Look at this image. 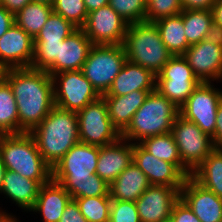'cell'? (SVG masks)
I'll return each mask as SVG.
<instances>
[{
  "label": "cell",
  "instance_id": "32",
  "mask_svg": "<svg viewBox=\"0 0 222 222\" xmlns=\"http://www.w3.org/2000/svg\"><path fill=\"white\" fill-rule=\"evenodd\" d=\"M74 200L88 222H106L109 220L112 202L110 196L78 197Z\"/></svg>",
  "mask_w": 222,
  "mask_h": 222
},
{
  "label": "cell",
  "instance_id": "23",
  "mask_svg": "<svg viewBox=\"0 0 222 222\" xmlns=\"http://www.w3.org/2000/svg\"><path fill=\"white\" fill-rule=\"evenodd\" d=\"M150 92L135 90L123 96H102L114 127L122 134L130 125L133 115Z\"/></svg>",
  "mask_w": 222,
  "mask_h": 222
},
{
  "label": "cell",
  "instance_id": "14",
  "mask_svg": "<svg viewBox=\"0 0 222 222\" xmlns=\"http://www.w3.org/2000/svg\"><path fill=\"white\" fill-rule=\"evenodd\" d=\"M34 57V38L15 22L0 37V71L30 67Z\"/></svg>",
  "mask_w": 222,
  "mask_h": 222
},
{
  "label": "cell",
  "instance_id": "24",
  "mask_svg": "<svg viewBox=\"0 0 222 222\" xmlns=\"http://www.w3.org/2000/svg\"><path fill=\"white\" fill-rule=\"evenodd\" d=\"M150 186L147 176L133 162L109 185L112 200L135 202Z\"/></svg>",
  "mask_w": 222,
  "mask_h": 222
},
{
  "label": "cell",
  "instance_id": "17",
  "mask_svg": "<svg viewBox=\"0 0 222 222\" xmlns=\"http://www.w3.org/2000/svg\"><path fill=\"white\" fill-rule=\"evenodd\" d=\"M183 57L200 82L211 83L222 78V47L204 39L189 46Z\"/></svg>",
  "mask_w": 222,
  "mask_h": 222
},
{
  "label": "cell",
  "instance_id": "44",
  "mask_svg": "<svg viewBox=\"0 0 222 222\" xmlns=\"http://www.w3.org/2000/svg\"><path fill=\"white\" fill-rule=\"evenodd\" d=\"M14 23V15L0 5V37L11 27Z\"/></svg>",
  "mask_w": 222,
  "mask_h": 222
},
{
  "label": "cell",
  "instance_id": "37",
  "mask_svg": "<svg viewBox=\"0 0 222 222\" xmlns=\"http://www.w3.org/2000/svg\"><path fill=\"white\" fill-rule=\"evenodd\" d=\"M182 10L181 0H146L145 21L155 22L164 17L180 14Z\"/></svg>",
  "mask_w": 222,
  "mask_h": 222
},
{
  "label": "cell",
  "instance_id": "28",
  "mask_svg": "<svg viewBox=\"0 0 222 222\" xmlns=\"http://www.w3.org/2000/svg\"><path fill=\"white\" fill-rule=\"evenodd\" d=\"M139 144L154 157L177 165L187 176L191 171L181 162L177 144L171 133L148 137Z\"/></svg>",
  "mask_w": 222,
  "mask_h": 222
},
{
  "label": "cell",
  "instance_id": "41",
  "mask_svg": "<svg viewBox=\"0 0 222 222\" xmlns=\"http://www.w3.org/2000/svg\"><path fill=\"white\" fill-rule=\"evenodd\" d=\"M183 10H211L216 0H181Z\"/></svg>",
  "mask_w": 222,
  "mask_h": 222
},
{
  "label": "cell",
  "instance_id": "12",
  "mask_svg": "<svg viewBox=\"0 0 222 222\" xmlns=\"http://www.w3.org/2000/svg\"><path fill=\"white\" fill-rule=\"evenodd\" d=\"M212 83L201 82L180 107V115L194 122L211 138L216 127V114L222 100V91Z\"/></svg>",
  "mask_w": 222,
  "mask_h": 222
},
{
  "label": "cell",
  "instance_id": "1",
  "mask_svg": "<svg viewBox=\"0 0 222 222\" xmlns=\"http://www.w3.org/2000/svg\"><path fill=\"white\" fill-rule=\"evenodd\" d=\"M15 96L19 133H30L55 107L53 82L43 70L10 68L1 71Z\"/></svg>",
  "mask_w": 222,
  "mask_h": 222
},
{
  "label": "cell",
  "instance_id": "5",
  "mask_svg": "<svg viewBox=\"0 0 222 222\" xmlns=\"http://www.w3.org/2000/svg\"><path fill=\"white\" fill-rule=\"evenodd\" d=\"M179 115L180 107L155 90L148 94L121 137L139 143L148 137L171 133L173 123Z\"/></svg>",
  "mask_w": 222,
  "mask_h": 222
},
{
  "label": "cell",
  "instance_id": "11",
  "mask_svg": "<svg viewBox=\"0 0 222 222\" xmlns=\"http://www.w3.org/2000/svg\"><path fill=\"white\" fill-rule=\"evenodd\" d=\"M201 82L183 56H173L156 76V90L181 107Z\"/></svg>",
  "mask_w": 222,
  "mask_h": 222
},
{
  "label": "cell",
  "instance_id": "48",
  "mask_svg": "<svg viewBox=\"0 0 222 222\" xmlns=\"http://www.w3.org/2000/svg\"><path fill=\"white\" fill-rule=\"evenodd\" d=\"M0 222H19L14 215L8 214L5 211L0 210Z\"/></svg>",
  "mask_w": 222,
  "mask_h": 222
},
{
  "label": "cell",
  "instance_id": "25",
  "mask_svg": "<svg viewBox=\"0 0 222 222\" xmlns=\"http://www.w3.org/2000/svg\"><path fill=\"white\" fill-rule=\"evenodd\" d=\"M41 186L37 180H31L19 173L6 170L0 193L11 198L23 210L30 211L35 205Z\"/></svg>",
  "mask_w": 222,
  "mask_h": 222
},
{
  "label": "cell",
  "instance_id": "19",
  "mask_svg": "<svg viewBox=\"0 0 222 222\" xmlns=\"http://www.w3.org/2000/svg\"><path fill=\"white\" fill-rule=\"evenodd\" d=\"M133 162V143L120 137L99 147L96 174L110 185Z\"/></svg>",
  "mask_w": 222,
  "mask_h": 222
},
{
  "label": "cell",
  "instance_id": "31",
  "mask_svg": "<svg viewBox=\"0 0 222 222\" xmlns=\"http://www.w3.org/2000/svg\"><path fill=\"white\" fill-rule=\"evenodd\" d=\"M212 23L211 10H183L184 31L190 45L204 40Z\"/></svg>",
  "mask_w": 222,
  "mask_h": 222
},
{
  "label": "cell",
  "instance_id": "9",
  "mask_svg": "<svg viewBox=\"0 0 222 222\" xmlns=\"http://www.w3.org/2000/svg\"><path fill=\"white\" fill-rule=\"evenodd\" d=\"M51 78L54 103L60 109L77 113L101 96L81 70L57 73Z\"/></svg>",
  "mask_w": 222,
  "mask_h": 222
},
{
  "label": "cell",
  "instance_id": "22",
  "mask_svg": "<svg viewBox=\"0 0 222 222\" xmlns=\"http://www.w3.org/2000/svg\"><path fill=\"white\" fill-rule=\"evenodd\" d=\"M71 199L70 194L63 186L51 179L42 184L35 205L30 211L41 213L43 222H59Z\"/></svg>",
  "mask_w": 222,
  "mask_h": 222
},
{
  "label": "cell",
  "instance_id": "15",
  "mask_svg": "<svg viewBox=\"0 0 222 222\" xmlns=\"http://www.w3.org/2000/svg\"><path fill=\"white\" fill-rule=\"evenodd\" d=\"M182 187L150 185L135 201L141 222H161L170 218Z\"/></svg>",
  "mask_w": 222,
  "mask_h": 222
},
{
  "label": "cell",
  "instance_id": "42",
  "mask_svg": "<svg viewBox=\"0 0 222 222\" xmlns=\"http://www.w3.org/2000/svg\"><path fill=\"white\" fill-rule=\"evenodd\" d=\"M212 141L215 148L222 149V100L217 109L216 127Z\"/></svg>",
  "mask_w": 222,
  "mask_h": 222
},
{
  "label": "cell",
  "instance_id": "26",
  "mask_svg": "<svg viewBox=\"0 0 222 222\" xmlns=\"http://www.w3.org/2000/svg\"><path fill=\"white\" fill-rule=\"evenodd\" d=\"M154 23L169 52L173 56H183L190 46L184 31L183 10L180 14L161 18Z\"/></svg>",
  "mask_w": 222,
  "mask_h": 222
},
{
  "label": "cell",
  "instance_id": "10",
  "mask_svg": "<svg viewBox=\"0 0 222 222\" xmlns=\"http://www.w3.org/2000/svg\"><path fill=\"white\" fill-rule=\"evenodd\" d=\"M171 134L177 144L181 162L191 172L215 149L212 138L181 115L173 123Z\"/></svg>",
  "mask_w": 222,
  "mask_h": 222
},
{
  "label": "cell",
  "instance_id": "39",
  "mask_svg": "<svg viewBox=\"0 0 222 222\" xmlns=\"http://www.w3.org/2000/svg\"><path fill=\"white\" fill-rule=\"evenodd\" d=\"M170 218L172 222H201L181 198L174 204Z\"/></svg>",
  "mask_w": 222,
  "mask_h": 222
},
{
  "label": "cell",
  "instance_id": "20",
  "mask_svg": "<svg viewBox=\"0 0 222 222\" xmlns=\"http://www.w3.org/2000/svg\"><path fill=\"white\" fill-rule=\"evenodd\" d=\"M94 44L82 28H77L59 44L58 56L54 60V74L81 70Z\"/></svg>",
  "mask_w": 222,
  "mask_h": 222
},
{
  "label": "cell",
  "instance_id": "8",
  "mask_svg": "<svg viewBox=\"0 0 222 222\" xmlns=\"http://www.w3.org/2000/svg\"><path fill=\"white\" fill-rule=\"evenodd\" d=\"M77 117L79 142L102 147L116 142L121 137L109 118L102 96L78 111Z\"/></svg>",
  "mask_w": 222,
  "mask_h": 222
},
{
  "label": "cell",
  "instance_id": "38",
  "mask_svg": "<svg viewBox=\"0 0 222 222\" xmlns=\"http://www.w3.org/2000/svg\"><path fill=\"white\" fill-rule=\"evenodd\" d=\"M109 220L111 222H141L135 202L112 200Z\"/></svg>",
  "mask_w": 222,
  "mask_h": 222
},
{
  "label": "cell",
  "instance_id": "47",
  "mask_svg": "<svg viewBox=\"0 0 222 222\" xmlns=\"http://www.w3.org/2000/svg\"><path fill=\"white\" fill-rule=\"evenodd\" d=\"M87 9V13H90L102 6L109 4V0H83Z\"/></svg>",
  "mask_w": 222,
  "mask_h": 222
},
{
  "label": "cell",
  "instance_id": "36",
  "mask_svg": "<svg viewBox=\"0 0 222 222\" xmlns=\"http://www.w3.org/2000/svg\"><path fill=\"white\" fill-rule=\"evenodd\" d=\"M109 5L128 24L145 21L146 0H109Z\"/></svg>",
  "mask_w": 222,
  "mask_h": 222
},
{
  "label": "cell",
  "instance_id": "2",
  "mask_svg": "<svg viewBox=\"0 0 222 222\" xmlns=\"http://www.w3.org/2000/svg\"><path fill=\"white\" fill-rule=\"evenodd\" d=\"M99 147L78 142L52 168V179L72 199L110 196L109 185L96 174Z\"/></svg>",
  "mask_w": 222,
  "mask_h": 222
},
{
  "label": "cell",
  "instance_id": "29",
  "mask_svg": "<svg viewBox=\"0 0 222 222\" xmlns=\"http://www.w3.org/2000/svg\"><path fill=\"white\" fill-rule=\"evenodd\" d=\"M1 134H19V117L12 88L0 75V135Z\"/></svg>",
  "mask_w": 222,
  "mask_h": 222
},
{
  "label": "cell",
  "instance_id": "6",
  "mask_svg": "<svg viewBox=\"0 0 222 222\" xmlns=\"http://www.w3.org/2000/svg\"><path fill=\"white\" fill-rule=\"evenodd\" d=\"M122 45L128 61L150 70L156 76L173 57L154 22L129 24Z\"/></svg>",
  "mask_w": 222,
  "mask_h": 222
},
{
  "label": "cell",
  "instance_id": "3",
  "mask_svg": "<svg viewBox=\"0 0 222 222\" xmlns=\"http://www.w3.org/2000/svg\"><path fill=\"white\" fill-rule=\"evenodd\" d=\"M30 134L43 159L53 168L79 142L77 113L55 106Z\"/></svg>",
  "mask_w": 222,
  "mask_h": 222
},
{
  "label": "cell",
  "instance_id": "34",
  "mask_svg": "<svg viewBox=\"0 0 222 222\" xmlns=\"http://www.w3.org/2000/svg\"><path fill=\"white\" fill-rule=\"evenodd\" d=\"M62 42L34 41V57L30 68L46 71L50 76L54 75V60Z\"/></svg>",
  "mask_w": 222,
  "mask_h": 222
},
{
  "label": "cell",
  "instance_id": "51",
  "mask_svg": "<svg viewBox=\"0 0 222 222\" xmlns=\"http://www.w3.org/2000/svg\"><path fill=\"white\" fill-rule=\"evenodd\" d=\"M161 222H172V220H171V218H168V219L163 220V221H161Z\"/></svg>",
  "mask_w": 222,
  "mask_h": 222
},
{
  "label": "cell",
  "instance_id": "16",
  "mask_svg": "<svg viewBox=\"0 0 222 222\" xmlns=\"http://www.w3.org/2000/svg\"><path fill=\"white\" fill-rule=\"evenodd\" d=\"M133 163L147 176L150 185L182 187L188 177L177 165L154 157L139 143H133Z\"/></svg>",
  "mask_w": 222,
  "mask_h": 222
},
{
  "label": "cell",
  "instance_id": "46",
  "mask_svg": "<svg viewBox=\"0 0 222 222\" xmlns=\"http://www.w3.org/2000/svg\"><path fill=\"white\" fill-rule=\"evenodd\" d=\"M213 22L222 26V0H216L212 6Z\"/></svg>",
  "mask_w": 222,
  "mask_h": 222
},
{
  "label": "cell",
  "instance_id": "43",
  "mask_svg": "<svg viewBox=\"0 0 222 222\" xmlns=\"http://www.w3.org/2000/svg\"><path fill=\"white\" fill-rule=\"evenodd\" d=\"M205 39L214 45L222 47V26L213 22L207 30Z\"/></svg>",
  "mask_w": 222,
  "mask_h": 222
},
{
  "label": "cell",
  "instance_id": "27",
  "mask_svg": "<svg viewBox=\"0 0 222 222\" xmlns=\"http://www.w3.org/2000/svg\"><path fill=\"white\" fill-rule=\"evenodd\" d=\"M191 177L222 198V149L215 148L191 173Z\"/></svg>",
  "mask_w": 222,
  "mask_h": 222
},
{
  "label": "cell",
  "instance_id": "4",
  "mask_svg": "<svg viewBox=\"0 0 222 222\" xmlns=\"http://www.w3.org/2000/svg\"><path fill=\"white\" fill-rule=\"evenodd\" d=\"M0 157L7 170L41 185L52 179V167L41 156L30 133L1 134Z\"/></svg>",
  "mask_w": 222,
  "mask_h": 222
},
{
  "label": "cell",
  "instance_id": "45",
  "mask_svg": "<svg viewBox=\"0 0 222 222\" xmlns=\"http://www.w3.org/2000/svg\"><path fill=\"white\" fill-rule=\"evenodd\" d=\"M30 2L31 0H0V5H2L13 15H16Z\"/></svg>",
  "mask_w": 222,
  "mask_h": 222
},
{
  "label": "cell",
  "instance_id": "33",
  "mask_svg": "<svg viewBox=\"0 0 222 222\" xmlns=\"http://www.w3.org/2000/svg\"><path fill=\"white\" fill-rule=\"evenodd\" d=\"M76 29L77 27L69 20H66L61 15L52 12L48 17L47 22L34 38V41H63Z\"/></svg>",
  "mask_w": 222,
  "mask_h": 222
},
{
  "label": "cell",
  "instance_id": "35",
  "mask_svg": "<svg viewBox=\"0 0 222 222\" xmlns=\"http://www.w3.org/2000/svg\"><path fill=\"white\" fill-rule=\"evenodd\" d=\"M53 12L69 20L77 28H82L88 13L83 0H55Z\"/></svg>",
  "mask_w": 222,
  "mask_h": 222
},
{
  "label": "cell",
  "instance_id": "50",
  "mask_svg": "<svg viewBox=\"0 0 222 222\" xmlns=\"http://www.w3.org/2000/svg\"><path fill=\"white\" fill-rule=\"evenodd\" d=\"M32 2L42 3L49 6H53L55 0H31Z\"/></svg>",
  "mask_w": 222,
  "mask_h": 222
},
{
  "label": "cell",
  "instance_id": "49",
  "mask_svg": "<svg viewBox=\"0 0 222 222\" xmlns=\"http://www.w3.org/2000/svg\"><path fill=\"white\" fill-rule=\"evenodd\" d=\"M6 170L7 169H6L5 165L3 164L2 159L0 157V192H1V187H2V184H3V178H4Z\"/></svg>",
  "mask_w": 222,
  "mask_h": 222
},
{
  "label": "cell",
  "instance_id": "7",
  "mask_svg": "<svg viewBox=\"0 0 222 222\" xmlns=\"http://www.w3.org/2000/svg\"><path fill=\"white\" fill-rule=\"evenodd\" d=\"M127 57L123 45L94 44L81 71L100 95L110 88Z\"/></svg>",
  "mask_w": 222,
  "mask_h": 222
},
{
  "label": "cell",
  "instance_id": "21",
  "mask_svg": "<svg viewBox=\"0 0 222 222\" xmlns=\"http://www.w3.org/2000/svg\"><path fill=\"white\" fill-rule=\"evenodd\" d=\"M135 90L155 91L156 75L127 60L108 91L101 96H123Z\"/></svg>",
  "mask_w": 222,
  "mask_h": 222
},
{
  "label": "cell",
  "instance_id": "18",
  "mask_svg": "<svg viewBox=\"0 0 222 222\" xmlns=\"http://www.w3.org/2000/svg\"><path fill=\"white\" fill-rule=\"evenodd\" d=\"M180 198L201 222H222V198L188 176L180 189Z\"/></svg>",
  "mask_w": 222,
  "mask_h": 222
},
{
  "label": "cell",
  "instance_id": "13",
  "mask_svg": "<svg viewBox=\"0 0 222 222\" xmlns=\"http://www.w3.org/2000/svg\"><path fill=\"white\" fill-rule=\"evenodd\" d=\"M128 23L109 5L88 13L82 27L93 44H123Z\"/></svg>",
  "mask_w": 222,
  "mask_h": 222
},
{
  "label": "cell",
  "instance_id": "40",
  "mask_svg": "<svg viewBox=\"0 0 222 222\" xmlns=\"http://www.w3.org/2000/svg\"><path fill=\"white\" fill-rule=\"evenodd\" d=\"M59 222H88L81 214L78 204L71 199L66 205Z\"/></svg>",
  "mask_w": 222,
  "mask_h": 222
},
{
  "label": "cell",
  "instance_id": "30",
  "mask_svg": "<svg viewBox=\"0 0 222 222\" xmlns=\"http://www.w3.org/2000/svg\"><path fill=\"white\" fill-rule=\"evenodd\" d=\"M52 12V6L31 1L14 15V22L35 38Z\"/></svg>",
  "mask_w": 222,
  "mask_h": 222
}]
</instances>
